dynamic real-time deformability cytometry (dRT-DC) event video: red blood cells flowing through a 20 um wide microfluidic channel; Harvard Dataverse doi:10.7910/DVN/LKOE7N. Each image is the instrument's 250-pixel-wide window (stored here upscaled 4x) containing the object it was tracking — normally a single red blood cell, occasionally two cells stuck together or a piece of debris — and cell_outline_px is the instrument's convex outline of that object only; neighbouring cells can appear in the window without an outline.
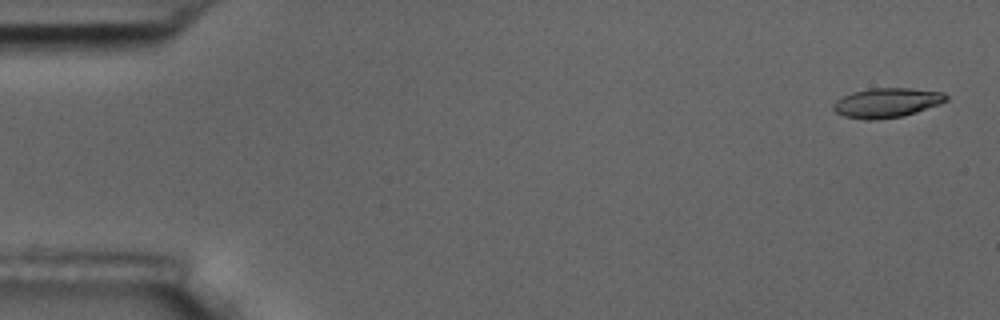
{"species": "common noctule bat (a hibernating species)", "species_latin": "Nyctalus noctula", "temperature_condition": "room temperature", "stored_images_in_passage": 4, "camera_frame_rate_fps": 3000, "um_per_image_px": 0.085, "animal": {"sex": "male", "body_mass_g": 17.5, "forearm_length_mm": 52.3}, "frame": {"image": 1, "passage_image": 1, "time_ms": 0.0, "image_size_px": [1000, 320], "cell_outline_px": [[948, 100], [940, 104], [904, 116], [872, 120], [864, 120], [844, 116], [836, 112], [832, 108], [832, 104], [836, 100], [852, 92], [872, 88], [908, 88], [944, 92], [948, 96]], "centroid_in_image_um": [75.38, 8.73], "position_along_channel_um": 9.6, "area_um2": 19.48}}